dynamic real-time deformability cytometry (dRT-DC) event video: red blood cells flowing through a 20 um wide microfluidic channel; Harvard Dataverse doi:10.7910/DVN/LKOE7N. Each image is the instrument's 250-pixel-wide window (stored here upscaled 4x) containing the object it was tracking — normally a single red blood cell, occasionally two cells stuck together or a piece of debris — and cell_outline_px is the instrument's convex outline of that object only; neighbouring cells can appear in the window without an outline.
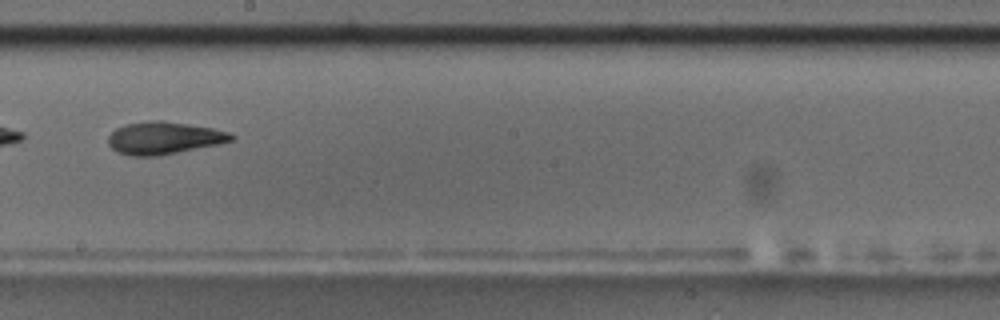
{"species": "common noctule bat (a hibernating species)", "species_latin": "Nyctalus noctula", "temperature_condition": "room temperature", "stored_images_in_passage": 15, "camera_frame_rate_fps": 3000, "um_per_image_px": 0.085, "animal": {"sex": "male", "body_mass_g": 17.5, "forearm_length_mm": 52.3}, "frame": {"image": 1, "passage_image": 9, "time_ms": 10.0, "image_size_px": [1000, 320], "cell_outline_px": [[236, 136], [232, 140], [216, 144], [160, 156], [132, 156], [116, 152], [108, 144], [108, 136], [116, 128], [124, 124], [148, 120], [160, 120], [188, 124], [212, 128], [228, 132]], "centroid_in_image_um": [13.88, 11.72], "position_along_channel_um": 234.3, "area_um2": 23.24}}